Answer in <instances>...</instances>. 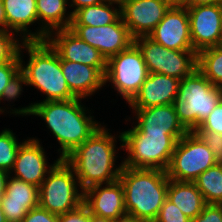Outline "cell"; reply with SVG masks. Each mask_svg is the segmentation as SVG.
Here are the masks:
<instances>
[{
  "instance_id": "cell-1",
  "label": "cell",
  "mask_w": 222,
  "mask_h": 222,
  "mask_svg": "<svg viewBox=\"0 0 222 222\" xmlns=\"http://www.w3.org/2000/svg\"><path fill=\"white\" fill-rule=\"evenodd\" d=\"M75 98L65 101H47L31 103L29 106L11 109L14 115H35L43 118L46 126L60 144L59 159H65L100 126L89 110ZM88 111V112H87ZM87 112V113H86Z\"/></svg>"
},
{
  "instance_id": "cell-2",
  "label": "cell",
  "mask_w": 222,
  "mask_h": 222,
  "mask_svg": "<svg viewBox=\"0 0 222 222\" xmlns=\"http://www.w3.org/2000/svg\"><path fill=\"white\" fill-rule=\"evenodd\" d=\"M108 131L105 126H100L64 159L73 168L83 191L119 179L123 165H115L117 137Z\"/></svg>"
},
{
  "instance_id": "cell-3",
  "label": "cell",
  "mask_w": 222,
  "mask_h": 222,
  "mask_svg": "<svg viewBox=\"0 0 222 222\" xmlns=\"http://www.w3.org/2000/svg\"><path fill=\"white\" fill-rule=\"evenodd\" d=\"M119 181L124 189L127 216L154 222L167 199L166 171L122 166Z\"/></svg>"
},
{
  "instance_id": "cell-4",
  "label": "cell",
  "mask_w": 222,
  "mask_h": 222,
  "mask_svg": "<svg viewBox=\"0 0 222 222\" xmlns=\"http://www.w3.org/2000/svg\"><path fill=\"white\" fill-rule=\"evenodd\" d=\"M22 49L29 54L27 64L23 63ZM18 56L20 70L25 74L28 86H34L46 95V99L41 102L76 98L62 73L59 55L46 40L21 41Z\"/></svg>"
},
{
  "instance_id": "cell-5",
  "label": "cell",
  "mask_w": 222,
  "mask_h": 222,
  "mask_svg": "<svg viewBox=\"0 0 222 222\" xmlns=\"http://www.w3.org/2000/svg\"><path fill=\"white\" fill-rule=\"evenodd\" d=\"M119 134L120 147L128 152L123 166L166 171L177 141L186 133H140L133 126Z\"/></svg>"
},
{
  "instance_id": "cell-6",
  "label": "cell",
  "mask_w": 222,
  "mask_h": 222,
  "mask_svg": "<svg viewBox=\"0 0 222 222\" xmlns=\"http://www.w3.org/2000/svg\"><path fill=\"white\" fill-rule=\"evenodd\" d=\"M221 99L222 88L214 86L197 68L180 80L173 105L182 125L195 131Z\"/></svg>"
},
{
  "instance_id": "cell-7",
  "label": "cell",
  "mask_w": 222,
  "mask_h": 222,
  "mask_svg": "<svg viewBox=\"0 0 222 222\" xmlns=\"http://www.w3.org/2000/svg\"><path fill=\"white\" fill-rule=\"evenodd\" d=\"M83 199L84 191L73 168L60 159L39 187L38 206L52 214L62 215L78 208Z\"/></svg>"
},
{
  "instance_id": "cell-8",
  "label": "cell",
  "mask_w": 222,
  "mask_h": 222,
  "mask_svg": "<svg viewBox=\"0 0 222 222\" xmlns=\"http://www.w3.org/2000/svg\"><path fill=\"white\" fill-rule=\"evenodd\" d=\"M216 164L213 152L202 138L195 131H188L177 141L166 173L171 180L194 182Z\"/></svg>"
},
{
  "instance_id": "cell-9",
  "label": "cell",
  "mask_w": 222,
  "mask_h": 222,
  "mask_svg": "<svg viewBox=\"0 0 222 222\" xmlns=\"http://www.w3.org/2000/svg\"><path fill=\"white\" fill-rule=\"evenodd\" d=\"M141 51L149 73H159L182 80L197 69L194 50H172L152 40L149 36L134 38Z\"/></svg>"
},
{
  "instance_id": "cell-10",
  "label": "cell",
  "mask_w": 222,
  "mask_h": 222,
  "mask_svg": "<svg viewBox=\"0 0 222 222\" xmlns=\"http://www.w3.org/2000/svg\"><path fill=\"white\" fill-rule=\"evenodd\" d=\"M149 71L141 51L133 43L128 49L107 60L105 85L111 82L114 89L127 103L139 91Z\"/></svg>"
},
{
  "instance_id": "cell-11",
  "label": "cell",
  "mask_w": 222,
  "mask_h": 222,
  "mask_svg": "<svg viewBox=\"0 0 222 222\" xmlns=\"http://www.w3.org/2000/svg\"><path fill=\"white\" fill-rule=\"evenodd\" d=\"M81 40L96 48L106 60L128 49L134 38L121 16L105 26L71 25L69 28Z\"/></svg>"
},
{
  "instance_id": "cell-12",
  "label": "cell",
  "mask_w": 222,
  "mask_h": 222,
  "mask_svg": "<svg viewBox=\"0 0 222 222\" xmlns=\"http://www.w3.org/2000/svg\"><path fill=\"white\" fill-rule=\"evenodd\" d=\"M194 51L222 46V3L187 7Z\"/></svg>"
},
{
  "instance_id": "cell-13",
  "label": "cell",
  "mask_w": 222,
  "mask_h": 222,
  "mask_svg": "<svg viewBox=\"0 0 222 222\" xmlns=\"http://www.w3.org/2000/svg\"><path fill=\"white\" fill-rule=\"evenodd\" d=\"M46 41L57 52L60 60L96 67L105 76L107 69L105 57L96 48L81 40L70 29L52 31L48 34Z\"/></svg>"
},
{
  "instance_id": "cell-14",
  "label": "cell",
  "mask_w": 222,
  "mask_h": 222,
  "mask_svg": "<svg viewBox=\"0 0 222 222\" xmlns=\"http://www.w3.org/2000/svg\"><path fill=\"white\" fill-rule=\"evenodd\" d=\"M171 7L168 0H129L120 8L122 21L133 38L148 36Z\"/></svg>"
},
{
  "instance_id": "cell-15",
  "label": "cell",
  "mask_w": 222,
  "mask_h": 222,
  "mask_svg": "<svg viewBox=\"0 0 222 222\" xmlns=\"http://www.w3.org/2000/svg\"><path fill=\"white\" fill-rule=\"evenodd\" d=\"M60 159L57 158L53 165L47 164V158L40 141L34 137L27 138L18 148L13 168L9 174L14 178L33 184L38 188L45 180L48 172Z\"/></svg>"
},
{
  "instance_id": "cell-16",
  "label": "cell",
  "mask_w": 222,
  "mask_h": 222,
  "mask_svg": "<svg viewBox=\"0 0 222 222\" xmlns=\"http://www.w3.org/2000/svg\"><path fill=\"white\" fill-rule=\"evenodd\" d=\"M148 36L168 49L194 50L187 7L171 6Z\"/></svg>"
},
{
  "instance_id": "cell-17",
  "label": "cell",
  "mask_w": 222,
  "mask_h": 222,
  "mask_svg": "<svg viewBox=\"0 0 222 222\" xmlns=\"http://www.w3.org/2000/svg\"><path fill=\"white\" fill-rule=\"evenodd\" d=\"M83 203L91 214L100 217L117 221L127 216L124 189L119 179L106 183L105 186L97 184L87 188L84 191Z\"/></svg>"
},
{
  "instance_id": "cell-18",
  "label": "cell",
  "mask_w": 222,
  "mask_h": 222,
  "mask_svg": "<svg viewBox=\"0 0 222 222\" xmlns=\"http://www.w3.org/2000/svg\"><path fill=\"white\" fill-rule=\"evenodd\" d=\"M11 176L0 204L7 222H21L30 209L38 207L39 188Z\"/></svg>"
},
{
  "instance_id": "cell-19",
  "label": "cell",
  "mask_w": 222,
  "mask_h": 222,
  "mask_svg": "<svg viewBox=\"0 0 222 222\" xmlns=\"http://www.w3.org/2000/svg\"><path fill=\"white\" fill-rule=\"evenodd\" d=\"M180 80L159 74L149 73L139 91L128 102L130 108H150L173 104L178 97Z\"/></svg>"
},
{
  "instance_id": "cell-20",
  "label": "cell",
  "mask_w": 222,
  "mask_h": 222,
  "mask_svg": "<svg viewBox=\"0 0 222 222\" xmlns=\"http://www.w3.org/2000/svg\"><path fill=\"white\" fill-rule=\"evenodd\" d=\"M136 114L135 128L140 133H187L173 104L150 108H131Z\"/></svg>"
},
{
  "instance_id": "cell-21",
  "label": "cell",
  "mask_w": 222,
  "mask_h": 222,
  "mask_svg": "<svg viewBox=\"0 0 222 222\" xmlns=\"http://www.w3.org/2000/svg\"><path fill=\"white\" fill-rule=\"evenodd\" d=\"M61 70L68 88L76 98L90 97L105 85L104 75L96 67L61 60Z\"/></svg>"
},
{
  "instance_id": "cell-22",
  "label": "cell",
  "mask_w": 222,
  "mask_h": 222,
  "mask_svg": "<svg viewBox=\"0 0 222 222\" xmlns=\"http://www.w3.org/2000/svg\"><path fill=\"white\" fill-rule=\"evenodd\" d=\"M7 32L18 34L21 41H35V32L28 26L38 21L36 0H3Z\"/></svg>"
},
{
  "instance_id": "cell-23",
  "label": "cell",
  "mask_w": 222,
  "mask_h": 222,
  "mask_svg": "<svg viewBox=\"0 0 222 222\" xmlns=\"http://www.w3.org/2000/svg\"><path fill=\"white\" fill-rule=\"evenodd\" d=\"M69 0H36L38 21L42 23L35 32V41H44L52 31L69 29L72 23V13L66 7ZM67 16V17H66Z\"/></svg>"
},
{
  "instance_id": "cell-24",
  "label": "cell",
  "mask_w": 222,
  "mask_h": 222,
  "mask_svg": "<svg viewBox=\"0 0 222 222\" xmlns=\"http://www.w3.org/2000/svg\"><path fill=\"white\" fill-rule=\"evenodd\" d=\"M167 199L193 220L207 205L194 182H180L169 179Z\"/></svg>"
},
{
  "instance_id": "cell-25",
  "label": "cell",
  "mask_w": 222,
  "mask_h": 222,
  "mask_svg": "<svg viewBox=\"0 0 222 222\" xmlns=\"http://www.w3.org/2000/svg\"><path fill=\"white\" fill-rule=\"evenodd\" d=\"M120 16L117 5L114 8V4L104 1L77 10L72 15L71 25L105 26L114 23Z\"/></svg>"
},
{
  "instance_id": "cell-26",
  "label": "cell",
  "mask_w": 222,
  "mask_h": 222,
  "mask_svg": "<svg viewBox=\"0 0 222 222\" xmlns=\"http://www.w3.org/2000/svg\"><path fill=\"white\" fill-rule=\"evenodd\" d=\"M194 183L207 204H222V164L208 168Z\"/></svg>"
},
{
  "instance_id": "cell-27",
  "label": "cell",
  "mask_w": 222,
  "mask_h": 222,
  "mask_svg": "<svg viewBox=\"0 0 222 222\" xmlns=\"http://www.w3.org/2000/svg\"><path fill=\"white\" fill-rule=\"evenodd\" d=\"M197 68L214 86L222 88V46L200 51Z\"/></svg>"
},
{
  "instance_id": "cell-28",
  "label": "cell",
  "mask_w": 222,
  "mask_h": 222,
  "mask_svg": "<svg viewBox=\"0 0 222 222\" xmlns=\"http://www.w3.org/2000/svg\"><path fill=\"white\" fill-rule=\"evenodd\" d=\"M22 143L16 139L10 129L0 132V169L10 173L13 168L18 148Z\"/></svg>"
},
{
  "instance_id": "cell-29",
  "label": "cell",
  "mask_w": 222,
  "mask_h": 222,
  "mask_svg": "<svg viewBox=\"0 0 222 222\" xmlns=\"http://www.w3.org/2000/svg\"><path fill=\"white\" fill-rule=\"evenodd\" d=\"M12 32L0 30V63L11 61L19 51L20 40Z\"/></svg>"
},
{
  "instance_id": "cell-30",
  "label": "cell",
  "mask_w": 222,
  "mask_h": 222,
  "mask_svg": "<svg viewBox=\"0 0 222 222\" xmlns=\"http://www.w3.org/2000/svg\"><path fill=\"white\" fill-rule=\"evenodd\" d=\"M22 85H28L27 84V80H26V76L25 74L19 70L9 81V83L6 85L5 89L3 90V93L1 95L0 98V103L1 100H6V101H14L17 98H19V96L21 95V93L23 92V87ZM2 107H0V113L2 114L5 110L1 109Z\"/></svg>"
},
{
  "instance_id": "cell-31",
  "label": "cell",
  "mask_w": 222,
  "mask_h": 222,
  "mask_svg": "<svg viewBox=\"0 0 222 222\" xmlns=\"http://www.w3.org/2000/svg\"><path fill=\"white\" fill-rule=\"evenodd\" d=\"M154 222H192L180 209L168 199L163 203Z\"/></svg>"
},
{
  "instance_id": "cell-32",
  "label": "cell",
  "mask_w": 222,
  "mask_h": 222,
  "mask_svg": "<svg viewBox=\"0 0 222 222\" xmlns=\"http://www.w3.org/2000/svg\"><path fill=\"white\" fill-rule=\"evenodd\" d=\"M195 131H213L222 134V99Z\"/></svg>"
},
{
  "instance_id": "cell-33",
  "label": "cell",
  "mask_w": 222,
  "mask_h": 222,
  "mask_svg": "<svg viewBox=\"0 0 222 222\" xmlns=\"http://www.w3.org/2000/svg\"><path fill=\"white\" fill-rule=\"evenodd\" d=\"M213 152L217 163L222 164V134L213 131H195Z\"/></svg>"
},
{
  "instance_id": "cell-34",
  "label": "cell",
  "mask_w": 222,
  "mask_h": 222,
  "mask_svg": "<svg viewBox=\"0 0 222 222\" xmlns=\"http://www.w3.org/2000/svg\"><path fill=\"white\" fill-rule=\"evenodd\" d=\"M20 70V58L18 54L5 63H0V98L11 78Z\"/></svg>"
},
{
  "instance_id": "cell-35",
  "label": "cell",
  "mask_w": 222,
  "mask_h": 222,
  "mask_svg": "<svg viewBox=\"0 0 222 222\" xmlns=\"http://www.w3.org/2000/svg\"><path fill=\"white\" fill-rule=\"evenodd\" d=\"M192 222H222V204H207Z\"/></svg>"
},
{
  "instance_id": "cell-36",
  "label": "cell",
  "mask_w": 222,
  "mask_h": 222,
  "mask_svg": "<svg viewBox=\"0 0 222 222\" xmlns=\"http://www.w3.org/2000/svg\"><path fill=\"white\" fill-rule=\"evenodd\" d=\"M59 222H92V214L83 203L75 210L59 215Z\"/></svg>"
},
{
  "instance_id": "cell-37",
  "label": "cell",
  "mask_w": 222,
  "mask_h": 222,
  "mask_svg": "<svg viewBox=\"0 0 222 222\" xmlns=\"http://www.w3.org/2000/svg\"><path fill=\"white\" fill-rule=\"evenodd\" d=\"M21 222H59V215L52 214L38 206L30 209Z\"/></svg>"
},
{
  "instance_id": "cell-38",
  "label": "cell",
  "mask_w": 222,
  "mask_h": 222,
  "mask_svg": "<svg viewBox=\"0 0 222 222\" xmlns=\"http://www.w3.org/2000/svg\"><path fill=\"white\" fill-rule=\"evenodd\" d=\"M105 0H71L69 7H74V10L71 11L72 15L79 9L90 6L97 5Z\"/></svg>"
},
{
  "instance_id": "cell-39",
  "label": "cell",
  "mask_w": 222,
  "mask_h": 222,
  "mask_svg": "<svg viewBox=\"0 0 222 222\" xmlns=\"http://www.w3.org/2000/svg\"><path fill=\"white\" fill-rule=\"evenodd\" d=\"M0 30L7 32V20L3 0H0Z\"/></svg>"
},
{
  "instance_id": "cell-40",
  "label": "cell",
  "mask_w": 222,
  "mask_h": 222,
  "mask_svg": "<svg viewBox=\"0 0 222 222\" xmlns=\"http://www.w3.org/2000/svg\"><path fill=\"white\" fill-rule=\"evenodd\" d=\"M10 174L0 169V203L2 195L5 193L6 181Z\"/></svg>"
},
{
  "instance_id": "cell-41",
  "label": "cell",
  "mask_w": 222,
  "mask_h": 222,
  "mask_svg": "<svg viewBox=\"0 0 222 222\" xmlns=\"http://www.w3.org/2000/svg\"><path fill=\"white\" fill-rule=\"evenodd\" d=\"M222 3V0H190V6L212 5Z\"/></svg>"
},
{
  "instance_id": "cell-42",
  "label": "cell",
  "mask_w": 222,
  "mask_h": 222,
  "mask_svg": "<svg viewBox=\"0 0 222 222\" xmlns=\"http://www.w3.org/2000/svg\"><path fill=\"white\" fill-rule=\"evenodd\" d=\"M171 6L190 7V0H168Z\"/></svg>"
},
{
  "instance_id": "cell-43",
  "label": "cell",
  "mask_w": 222,
  "mask_h": 222,
  "mask_svg": "<svg viewBox=\"0 0 222 222\" xmlns=\"http://www.w3.org/2000/svg\"><path fill=\"white\" fill-rule=\"evenodd\" d=\"M92 222H116V221L92 214Z\"/></svg>"
},
{
  "instance_id": "cell-44",
  "label": "cell",
  "mask_w": 222,
  "mask_h": 222,
  "mask_svg": "<svg viewBox=\"0 0 222 222\" xmlns=\"http://www.w3.org/2000/svg\"><path fill=\"white\" fill-rule=\"evenodd\" d=\"M116 222H146V221L139 220V219H136V218H132V217H129V216H125V217L117 220Z\"/></svg>"
},
{
  "instance_id": "cell-45",
  "label": "cell",
  "mask_w": 222,
  "mask_h": 222,
  "mask_svg": "<svg viewBox=\"0 0 222 222\" xmlns=\"http://www.w3.org/2000/svg\"><path fill=\"white\" fill-rule=\"evenodd\" d=\"M111 4H117L118 8H121L124 4H126L129 0H105Z\"/></svg>"
},
{
  "instance_id": "cell-46",
  "label": "cell",
  "mask_w": 222,
  "mask_h": 222,
  "mask_svg": "<svg viewBox=\"0 0 222 222\" xmlns=\"http://www.w3.org/2000/svg\"><path fill=\"white\" fill-rule=\"evenodd\" d=\"M0 222H7L4 212L2 210L1 204H0Z\"/></svg>"
}]
</instances>
